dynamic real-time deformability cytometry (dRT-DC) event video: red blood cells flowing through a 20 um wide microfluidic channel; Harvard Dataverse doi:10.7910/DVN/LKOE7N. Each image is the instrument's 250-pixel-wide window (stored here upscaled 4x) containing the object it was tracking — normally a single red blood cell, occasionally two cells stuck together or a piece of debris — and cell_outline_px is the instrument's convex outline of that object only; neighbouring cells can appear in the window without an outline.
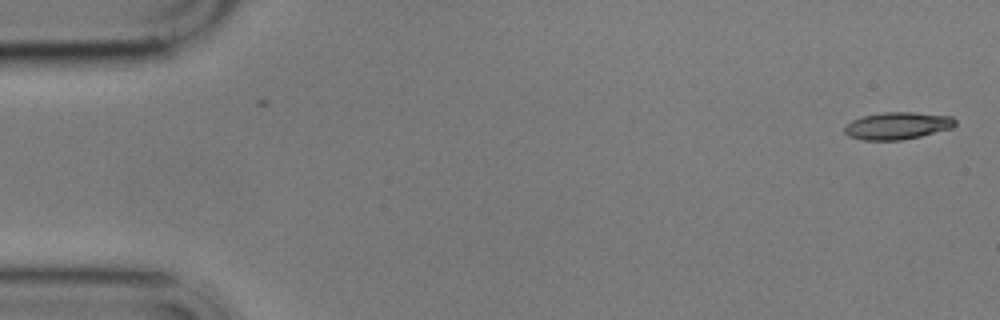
{"species": "common noctule bat (a hibernating species)", "species_latin": "Nyctalus noctula", "temperature_condition": "cold", "stored_images_in_passage": 5, "camera_frame_rate_fps": 3000, "um_per_image_px": 0.085, "animal": {"sex": "male", "body_mass_g": 17.9}, "frame": {"image": 1, "passage_image": 1, "time_ms": 0.0, "image_size_px": [1000, 320], "cell_outline_px": [[956, 124], [952, 128], [920, 136], [900, 140], [864, 140], [848, 136], [844, 132], [844, 128], [852, 120], [864, 116], [884, 112], [912, 112], [952, 116], [956, 120]], "centroid_in_image_um": [76.3, 10.68], "position_along_channel_um": 8.7, "area_um2": 17.46}}
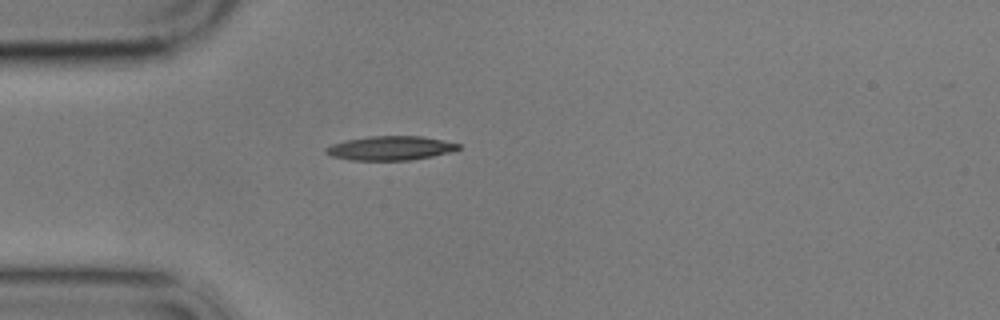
{"frame": {"image": 2, "passage_image": 5, "time_ms": 4.667, "image_size_px": [1000, 320], "cell_outline_px": [[460, 148], [452, 152], [432, 156], [408, 160], [352, 160], [332, 156], [324, 152], [324, 148], [332, 144], [344, 140], [372, 136], [424, 136], [460, 144]], "centroid_in_image_um": [33.17, 12.58], "position_along_channel_um": 51.8, "area_um2": 18.61}}